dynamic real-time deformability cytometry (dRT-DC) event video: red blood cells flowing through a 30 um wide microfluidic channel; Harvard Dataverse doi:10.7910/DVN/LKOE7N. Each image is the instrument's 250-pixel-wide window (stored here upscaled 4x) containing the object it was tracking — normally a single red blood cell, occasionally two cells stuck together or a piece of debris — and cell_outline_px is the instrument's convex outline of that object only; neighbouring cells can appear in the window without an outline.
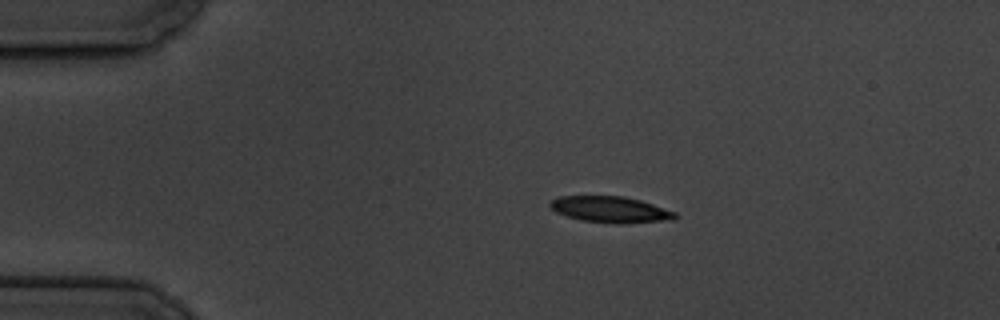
{"species": "common noctule bat (a hibernating species)", "species_latin": "Nyctalus noctula", "temperature_condition": "cold", "stored_images_in_passage": 7, "camera_frame_rate_fps": 3000, "um_per_image_px": 0.085, "animal": {"sex": "male", "body_mass_g": 19.5, "forearm_length_mm": 54.6}, "frame": {"image": 1, "passage_image": 2, "time_ms": 1.0, "image_size_px": [1000, 320], "cell_outline_px": [[676, 220], [620, 224], [584, 220], [568, 216], [556, 212], [548, 204], [552, 200], [560, 196], [624, 196], [640, 200], [676, 212]], "centroid_in_image_um": [51.93, 17.81], "position_along_channel_um": 33.1, "area_um2": 18.96}}
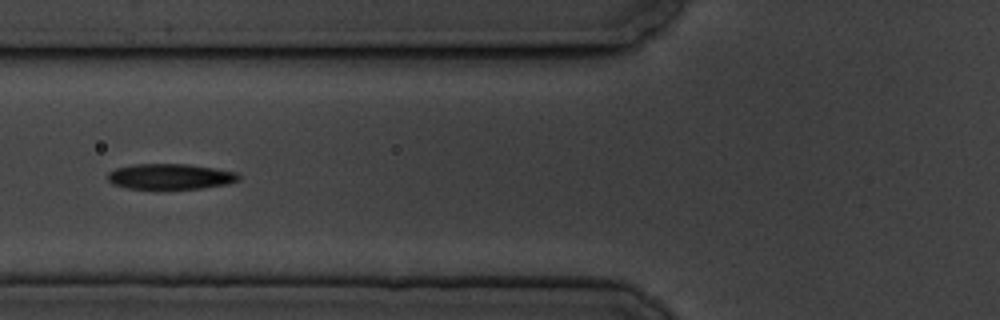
{"frame": {"image": 2, "passage_image": 5, "time_ms": 4.667, "image_size_px": [1000, 320], "cell_outline_px": [[240, 180], [228, 184], [200, 188], [156, 192], [128, 188], [112, 184], [108, 180], [108, 172], [116, 168], [132, 164], [188, 164], [216, 168], [236, 172], [240, 176]], "centroid_in_image_um": [14.45, 15.05], "position_along_channel_um": 111.4, "area_um2": 20.46}}
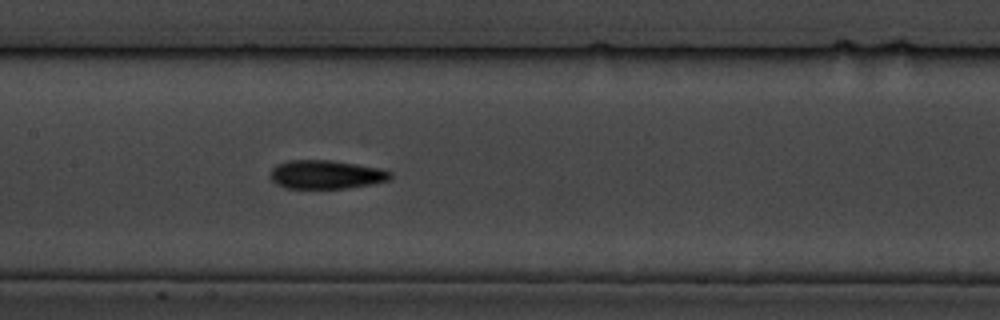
{"frame": {"image": 3, "passage_image": 7, "time_ms": 6.667, "image_size_px": [1000, 320], "cell_outline_px": [[392, 176], [388, 180], [372, 184], [348, 188], [284, 188], [276, 184], [268, 176], [272, 168], [276, 164], [288, 160], [328, 160], [356, 164], [380, 168], [392, 172]], "centroid_in_image_um": [27.68, 14.83], "position_along_channel_um": 179.7, "area_um2": 20.17}}